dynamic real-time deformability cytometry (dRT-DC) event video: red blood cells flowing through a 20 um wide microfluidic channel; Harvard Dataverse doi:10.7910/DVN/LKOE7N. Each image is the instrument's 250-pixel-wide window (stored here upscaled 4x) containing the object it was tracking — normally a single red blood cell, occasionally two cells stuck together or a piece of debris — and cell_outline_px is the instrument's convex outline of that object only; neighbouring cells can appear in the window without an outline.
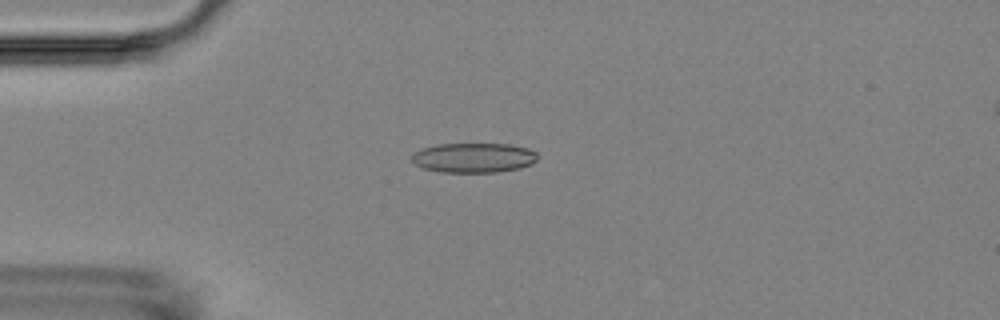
{"species": "Egyptian fruit bat (a non-hibernating species)", "species_latin": "Rousettus aegyptiacus", "temperature_condition": "room temperature", "stored_images_in_passage": 10, "camera_frame_rate_fps": 3000, "um_per_image_px": 0.085, "animal": {"sex": "female"}, "frame": {"image": 1, "passage_image": 1, "time_ms": 0.0, "image_size_px": [1000, 320], "cell_outline_px": [[536, 160], [532, 164], [520, 168], [496, 172], [440, 172], [424, 168], [416, 164], [412, 160], [412, 152], [420, 148], [436, 144], [508, 144], [528, 148], [536, 152]], "centroid_in_image_um": [40.24, 13.4], "position_along_channel_um": 44.8, "area_um2": 21.85}}
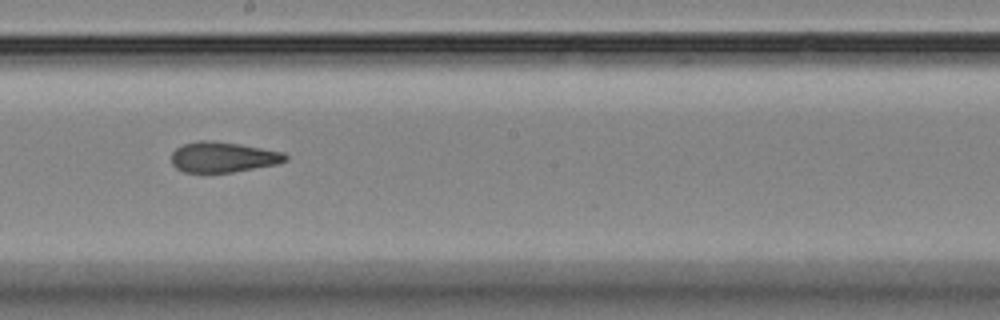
{"frame": {"image": 2, "passage_image": 6, "time_ms": 5.667, "image_size_px": [1000, 320], "cell_outline_px": [[288, 160], [276, 164], [232, 172], [184, 172], [176, 168], [172, 164], [172, 152], [176, 148], [184, 144], [200, 140], [212, 140], [240, 144], [284, 152], [288, 156]], "centroid_in_image_um": [18.96, 13.34], "position_along_channel_um": 229.2, "area_um2": 20.17}}
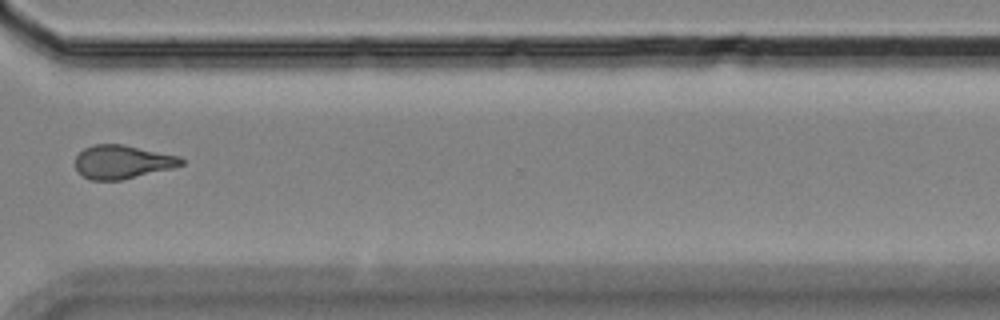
{"frame": {"image": 3, "passage_image": 9, "time_ms": 9.333, "image_size_px": [1000, 320], "cell_outline_px": [[184, 164], [172, 168], [124, 180], [92, 180], [84, 176], [76, 168], [76, 156], [84, 148], [92, 144], [124, 144], [180, 156], [184, 160]], "centroid_in_image_um": [10.43, 13.75], "position_along_channel_um": 360.2, "area_um2": 20.81}, "authors_computed_cell_mechanics": {"area_um2": 21.0392, "velocity_mm_per_s": 3.5812, "shape_relaxation_time_tau1_ms": null, "shape_relaxation_time_tau2_ms": 2.2588, "deformation_change_tau1": null, "deformation_change_tau2": 0.071}}